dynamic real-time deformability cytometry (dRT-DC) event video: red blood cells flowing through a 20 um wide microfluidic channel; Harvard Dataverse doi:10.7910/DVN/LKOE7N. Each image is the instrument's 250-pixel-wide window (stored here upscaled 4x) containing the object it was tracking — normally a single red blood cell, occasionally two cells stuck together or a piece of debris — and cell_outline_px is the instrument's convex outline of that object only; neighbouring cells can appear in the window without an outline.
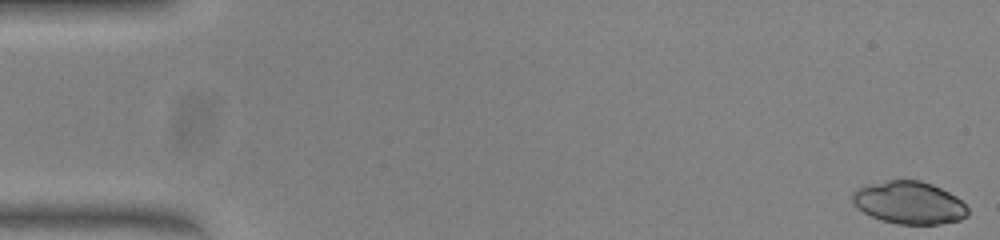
{"species": "common noctule bat (a hibernating species)", "species_latin": "Nyctalus noctula", "temperature_condition": "warm", "stored_images_in_passage": 51, "camera_frame_rate_fps": 3000, "um_per_image_px": 0.085, "animal": {"sex": "female", "body_mass_g": 23.0, "forearm_length_mm": 53.4}, "frame": {"image": 1, "passage_image": 1, "time_ms": 0.0, "image_size_px": [1000, 240], "cell_outline_px": [[968, 216], [960, 220], [940, 224], [896, 224], [872, 216], [856, 208], [852, 200], [852, 192], [864, 184], [888, 180], [920, 180], [932, 184], [956, 196], [968, 208]], "centroid_in_image_um": [77.26, 17.22], "position_along_channel_um": 7.7, "area_um2": 28.73}}
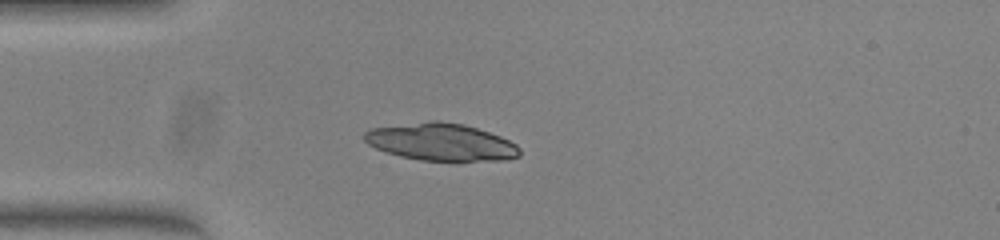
{"frame": {"image": 2, "passage_image": 14, "time_ms": 4.333, "image_size_px": [1000, 240], "cell_outline_px": [[520, 156], [504, 160], [420, 160], [400, 156], [376, 148], [368, 144], [364, 140], [364, 132], [372, 128], [428, 120], [436, 120], [464, 124], [500, 136], [516, 144], [520, 148]], "centroid_in_image_um": [37.48, 12.06], "position_along_channel_um": 47.5, "area_um2": 33.58}}